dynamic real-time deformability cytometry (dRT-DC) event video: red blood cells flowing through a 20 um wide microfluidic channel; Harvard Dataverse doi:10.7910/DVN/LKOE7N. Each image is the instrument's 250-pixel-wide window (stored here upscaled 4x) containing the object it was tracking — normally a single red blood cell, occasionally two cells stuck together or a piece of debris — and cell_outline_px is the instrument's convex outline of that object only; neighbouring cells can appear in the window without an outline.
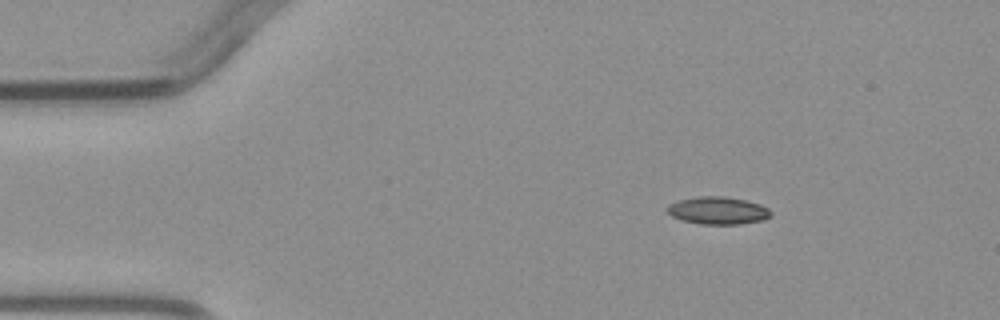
{"species": "common noctule bat (a hibernating species)", "species_latin": "Nyctalus noctula", "temperature_condition": "warm", "stored_images_in_passage": 2, "camera_frame_rate_fps": 3000, "um_per_image_px": 0.085, "animal": {"sex": "male", "body_mass_g": 23.1, "forearm_length_mm": 52.7}, "frame": {"image": 1, "passage_image": 1, "time_ms": 0.0, "image_size_px": [1000, 320], "cell_outline_px": [[772, 216], [764, 220], [740, 224], [700, 224], [680, 220], [672, 216], [668, 212], [668, 204], [680, 200], [696, 196], [724, 196], [744, 200], [760, 204], [768, 208], [772, 212]], "centroid_in_image_um": [61.04, 17.9], "position_along_channel_um": 24.0, "area_um2": 16.7}}